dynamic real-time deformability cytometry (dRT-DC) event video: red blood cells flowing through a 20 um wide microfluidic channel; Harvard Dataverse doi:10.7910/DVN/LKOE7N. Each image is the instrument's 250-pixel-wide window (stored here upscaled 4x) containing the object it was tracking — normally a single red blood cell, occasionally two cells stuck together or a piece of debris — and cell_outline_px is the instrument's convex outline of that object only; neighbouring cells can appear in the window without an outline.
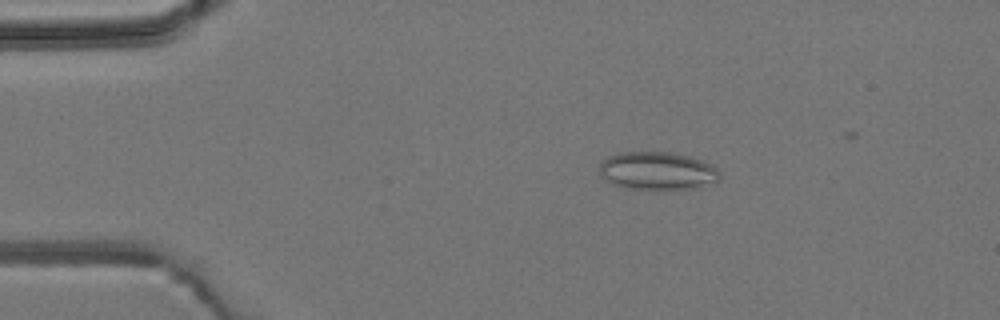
{"species": "common noctule bat (a hibernating species)", "species_latin": "Nyctalus noctula", "temperature_condition": "room temperature", "stored_images_in_passage": 4, "camera_frame_rate_fps": 3000, "um_per_image_px": 0.085, "animal": {"sex": "male", "body_mass_g": 19.2, "forearm_length_mm": 51.8}, "frame": {"image": 1, "passage_image": 3, "time_ms": 2.333, "image_size_px": [1000, 320], "cell_outline_px": [[720, 180], [716, 184], [696, 188], [664, 192], [628, 188], [612, 184], [600, 176], [600, 160], [608, 156], [620, 152], [668, 152], [688, 156], [712, 164], [720, 172]], "centroid_in_image_um": [55.91, 14.57], "position_along_channel_um": 29.1, "area_um2": 27.69}}